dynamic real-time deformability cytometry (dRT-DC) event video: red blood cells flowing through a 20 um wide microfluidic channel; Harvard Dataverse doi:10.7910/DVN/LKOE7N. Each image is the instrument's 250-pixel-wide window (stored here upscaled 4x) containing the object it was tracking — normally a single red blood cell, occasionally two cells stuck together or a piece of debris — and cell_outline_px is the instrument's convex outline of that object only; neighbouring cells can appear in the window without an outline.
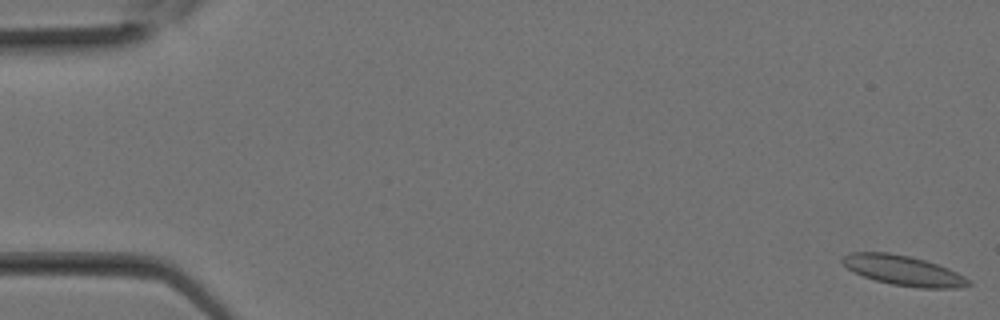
{"species": "Egyptian fruit bat (a non-hibernating species)", "species_latin": "Rousettus aegyptiacus", "temperature_condition": "room temperature", "stored_images_in_passage": 14, "camera_frame_rate_fps": 3000, "um_per_image_px": 0.085, "animal": {"sex": "female"}, "frame": {"image": 1, "passage_image": 1, "time_ms": 0.0, "image_size_px": [1000, 320], "cell_outline_px": [[972, 284], [960, 288], [920, 288], [892, 284], [876, 280], [864, 276], [848, 268], [840, 260], [848, 252], [888, 252], [908, 256], [924, 260], [948, 268], [972, 280]], "centroid_in_image_um": [76.82, 22.99], "position_along_channel_um": 8.2, "area_um2": 21.85}}
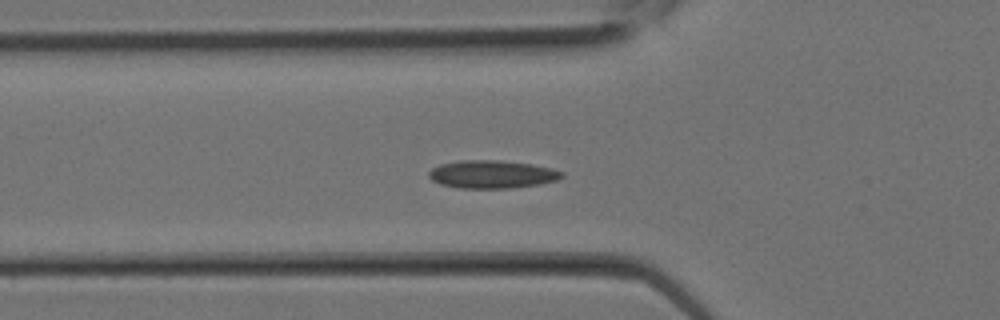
{"frame": {"image": 2, "passage_image": 10, "time_ms": 3.0, "image_size_px": [1000, 320], "cell_outline_px": [[564, 176], [556, 180], [540, 184], [508, 188], [460, 188], [440, 184], [432, 180], [428, 176], [428, 172], [432, 168], [440, 164], [460, 160], [496, 160], [532, 164], [552, 168], [564, 172]], "centroid_in_image_um": [41.81, 14.81], "position_along_channel_um": 84.0, "area_um2": 21.68}}
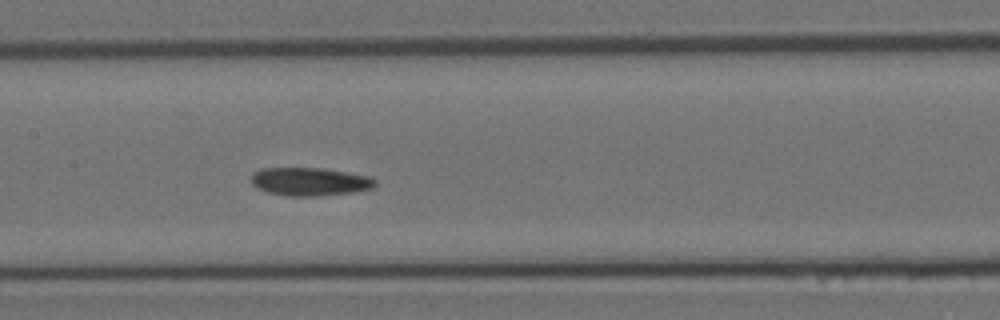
{"frame": {"image": 3, "passage_image": 14, "time_ms": 4.333, "image_size_px": [1000, 320], "cell_outline_px": [[376, 184], [372, 188], [352, 192], [320, 196], [288, 196], [268, 192], [252, 184], [252, 172], [260, 168], [320, 168], [368, 176], [376, 180]], "centroid_in_image_um": [26.31, 15.44], "position_along_channel_um": 181.1, "area_um2": 20.17}}